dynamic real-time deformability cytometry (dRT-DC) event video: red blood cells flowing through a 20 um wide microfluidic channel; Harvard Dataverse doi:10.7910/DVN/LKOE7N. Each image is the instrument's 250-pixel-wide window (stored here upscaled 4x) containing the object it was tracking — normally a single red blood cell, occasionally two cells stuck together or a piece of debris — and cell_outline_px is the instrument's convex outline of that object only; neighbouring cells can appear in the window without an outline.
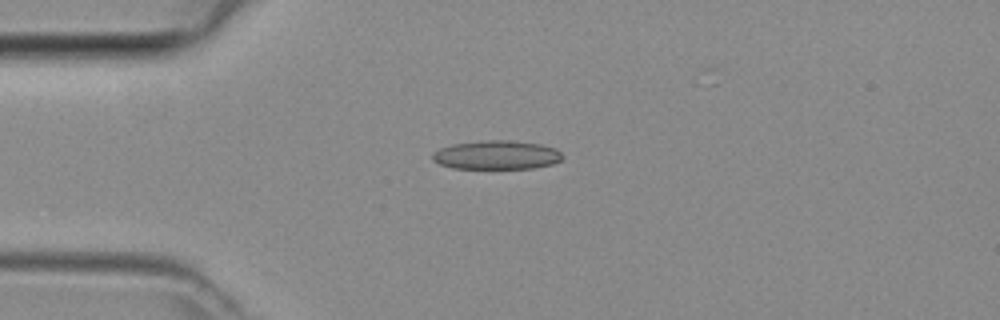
{"species": "common noctule bat (a hibernating species)", "species_latin": "Nyctalus noctula", "temperature_condition": "room temperature", "stored_images_in_passage": 27, "camera_frame_rate_fps": 3000, "um_per_image_px": 0.085, "animal": {"sex": "female", "body_mass_g": 29.2, "forearm_length_mm": 56.3}, "frame": {"image": 1, "passage_image": 1, "time_ms": 0.0, "image_size_px": [1000, 320], "cell_outline_px": [[564, 156], [560, 160], [552, 164], [532, 168], [452, 168], [440, 164], [432, 160], [432, 152], [440, 148], [452, 144], [480, 140], [512, 140], [540, 144], [556, 148]], "centroid_in_image_um": [42.19, 13.16], "position_along_channel_um": 42.8, "area_um2": 21.96}}
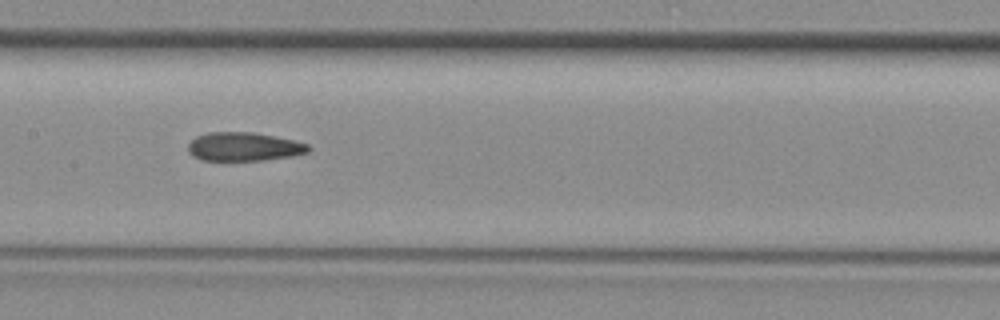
{"frame": {"image": 2, "passage_image": 12, "time_ms": 3.667, "image_size_px": [1000, 320], "cell_outline_px": [[312, 148], [308, 152], [292, 156], [264, 160], [200, 160], [192, 156], [188, 152], [188, 144], [196, 136], [208, 132], [252, 132], [296, 140], [308, 144]], "centroid_in_image_um": [20.73, 12.46], "position_along_channel_um": 186.7, "area_um2": 20.23}}
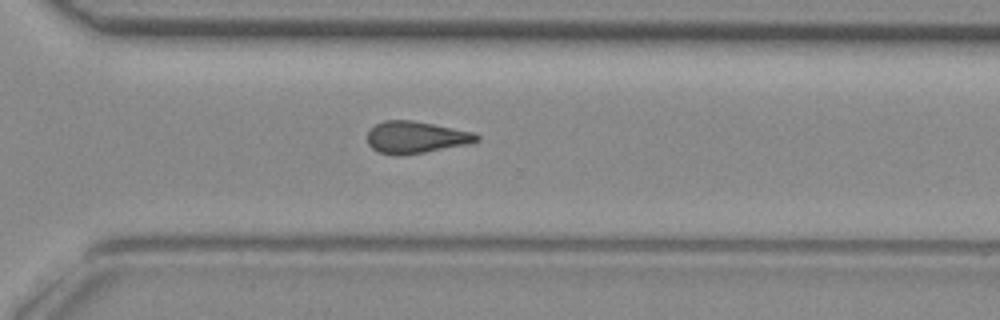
{"frame": {"image": 3, "passage_image": 22, "time_ms": 7.0, "image_size_px": [1000, 320], "cell_outline_px": [[480, 140], [468, 144], [424, 152], [400, 156], [396, 156], [376, 152], [368, 144], [368, 132], [376, 124], [384, 120], [412, 120], [472, 132], [480, 136]], "centroid_in_image_um": [35.32, 11.68], "position_along_channel_um": 335.3, "area_um2": 20.29}}